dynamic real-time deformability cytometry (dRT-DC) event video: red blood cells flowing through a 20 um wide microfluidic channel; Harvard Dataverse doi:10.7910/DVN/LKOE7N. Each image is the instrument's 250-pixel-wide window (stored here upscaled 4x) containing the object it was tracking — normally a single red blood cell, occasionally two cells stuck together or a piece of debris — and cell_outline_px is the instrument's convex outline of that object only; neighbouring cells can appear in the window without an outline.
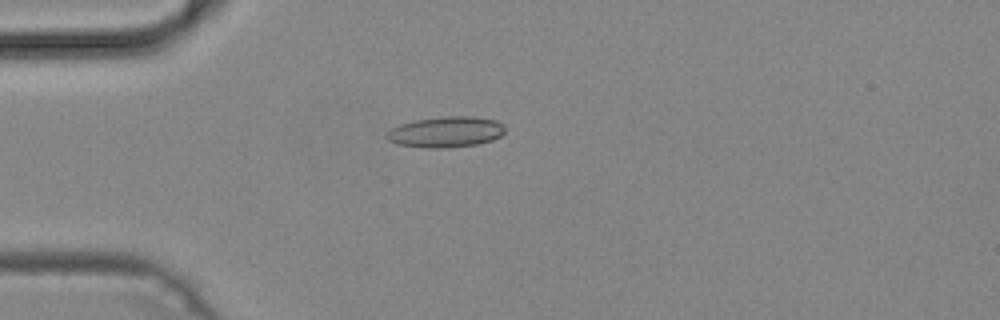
{"species": "common noctule bat (a hibernating species)", "species_latin": "Nyctalus noctula", "temperature_condition": "cold", "stored_images_in_passage": 50, "camera_frame_rate_fps": 3000, "um_per_image_px": 0.085, "animal": {"sex": "male", "body_mass_g": 19.2, "forearm_length_mm": 51.8}, "frame": {"image": 1, "passage_image": 14, "time_ms": 4.333, "image_size_px": [1000, 320], "cell_outline_px": [[504, 132], [500, 136], [492, 140], [476, 144], [444, 148], [420, 148], [396, 144], [388, 140], [384, 136], [392, 128], [400, 124], [412, 120], [444, 116], [472, 116], [496, 120], [504, 124]], "centroid_in_image_um": [37.87, 11.21], "position_along_channel_um": 47.1, "area_um2": 21.44}}
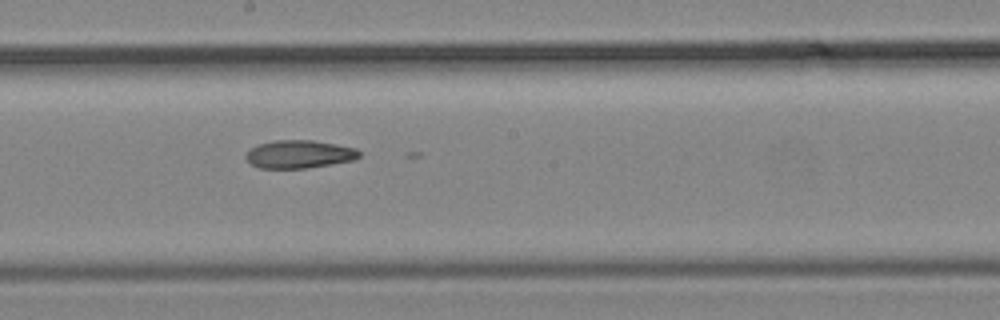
{"frame": {"image": 2, "passage_image": 28, "time_ms": 9.0, "image_size_px": [1000, 320], "cell_outline_px": [[360, 156], [356, 160], [304, 168], [260, 168], [252, 164], [244, 156], [256, 144], [272, 140], [312, 140], [336, 144], [356, 148], [360, 152]], "centroid_in_image_um": [25.44, 13.09], "position_along_channel_um": 222.8, "area_um2": 18.5}}
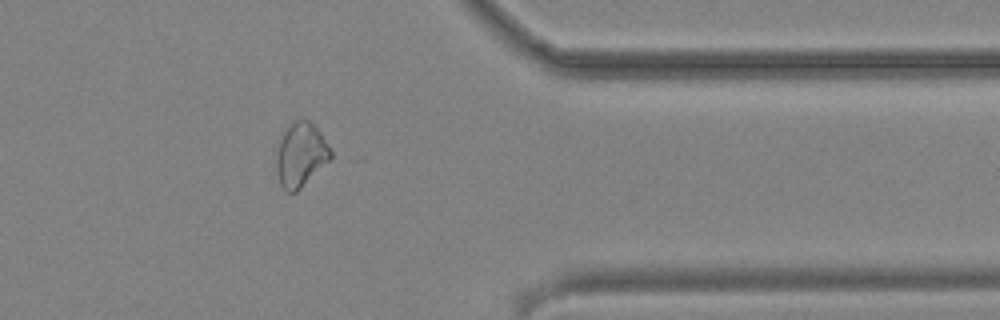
{"frame": {"image": 3, "passage_image": 41, "time_ms": 13.333, "image_size_px": [1000, 320], "cell_outline_px": [[332, 156], [296, 192], [284, 192], [280, 184], [276, 172], [276, 156], [280, 140], [284, 128], [292, 120], [308, 120], [320, 132], [328, 144], [332, 152]], "centroid_in_image_um": [25.52, 13.14], "position_along_channel_um": 385.9, "area_um2": 20.11}}